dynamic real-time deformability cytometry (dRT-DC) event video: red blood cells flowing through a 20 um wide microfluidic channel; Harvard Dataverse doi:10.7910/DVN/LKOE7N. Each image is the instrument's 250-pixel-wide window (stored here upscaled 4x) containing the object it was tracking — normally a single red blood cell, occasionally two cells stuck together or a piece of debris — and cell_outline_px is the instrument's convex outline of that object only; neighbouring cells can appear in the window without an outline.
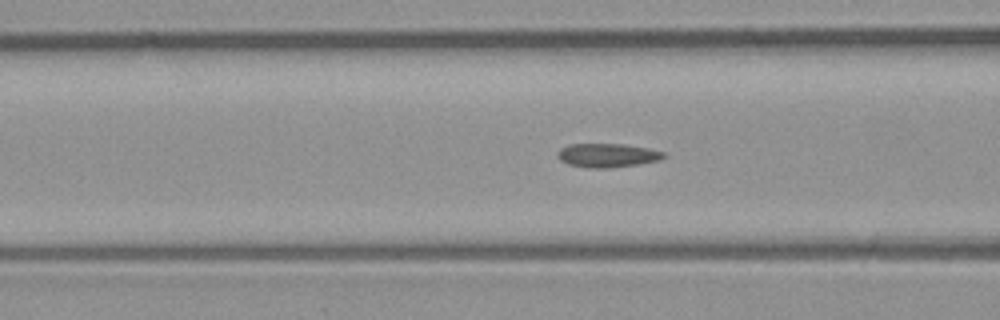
{"species": "common noctule bat (a hibernating species)", "species_latin": "Nyctalus noctula", "temperature_condition": "room temperature", "stored_images_in_passage": 52, "camera_frame_rate_fps": 3000, "um_per_image_px": 0.085, "animal": {"sex": "male", "body_mass_g": 23.1, "forearm_length_mm": 52.7}, "frame": {"image": 1, "passage_image": 19, "time_ms": 6.0, "image_size_px": [1000, 320], "cell_outline_px": [[668, 156], [660, 160], [636, 164], [608, 168], [584, 168], [568, 164], [560, 160], [556, 156], [556, 152], [560, 148], [568, 144], [624, 144], [648, 148], [664, 152]], "centroid_in_image_um": [51.59, 13.2], "position_along_channel_um": 115.0, "area_um2": 14.91}}
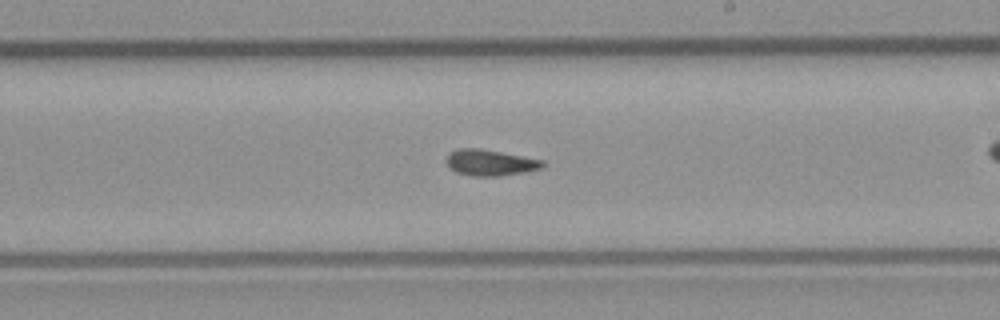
{"frame": {"image": 2, "passage_image": 29, "time_ms": 9.333, "image_size_px": [1000, 320], "cell_outline_px": [[544, 164], [540, 168], [500, 176], [472, 176], [456, 172], [448, 164], [448, 156], [452, 152], [460, 148], [480, 148], [544, 160]], "centroid_in_image_um": [41.67, 13.82], "position_along_channel_um": 247.3, "area_um2": 14.22}}
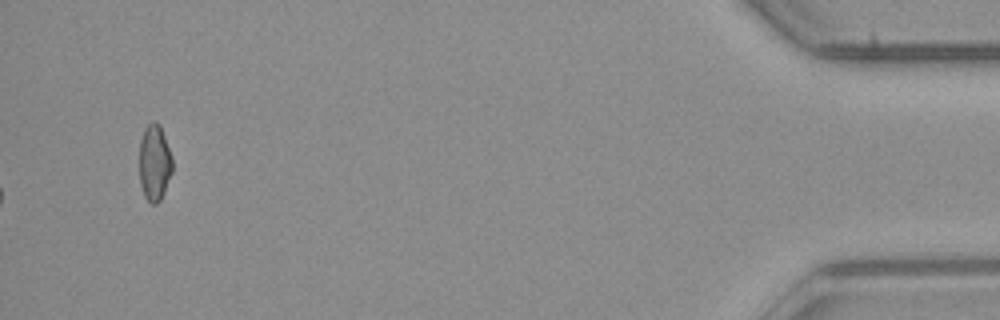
{"frame": {"image": 3, "passage_image": 52, "time_ms": 17.0, "image_size_px": [1000, 320], "cell_outline_px": [[172, 172], [164, 192], [160, 200], [156, 204], [152, 204], [144, 196], [140, 184], [140, 140], [144, 128], [152, 120], [156, 120], [160, 124], [172, 156]], "centroid_in_image_um": [13.13, 13.8], "position_along_channel_um": 422.1, "area_um2": 14.8}, "authors_computed_cell_mechanics": {"area_um2": 14.3922, "velocity_mm_per_s": 3.9549, "shape_relaxation_time_tau1_ms": null, "shape_relaxation_time_tau2_ms": 2.643, "deformation_change_tau1": null, "deformation_change_tau2": 0.0787}}